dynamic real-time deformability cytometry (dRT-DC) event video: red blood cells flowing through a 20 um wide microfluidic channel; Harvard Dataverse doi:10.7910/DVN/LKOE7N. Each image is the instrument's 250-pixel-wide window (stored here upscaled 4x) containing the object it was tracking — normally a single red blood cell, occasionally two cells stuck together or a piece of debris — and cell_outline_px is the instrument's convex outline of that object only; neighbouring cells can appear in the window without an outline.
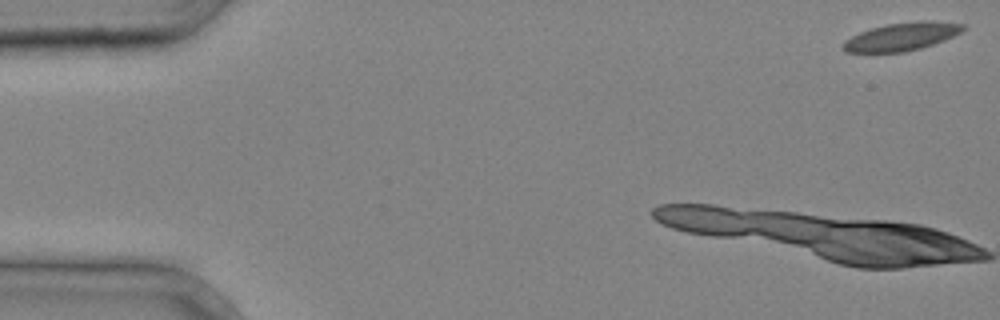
{"species": "common noctule bat (a hibernating species)", "species_latin": "Nyctalus noctula", "temperature_condition": "cold", "stored_images_in_passage": 4, "camera_frame_rate_fps": 3000, "um_per_image_px": 0.085, "animal": {"sex": "male", "body_mass_g": 20.4}, "frame": {"image": 1, "passage_image": 1, "time_ms": 0.0, "image_size_px": [1000, 320], "cell_outline_px": [[968, 24], [960, 32], [944, 40], [920, 48], [904, 52], [844, 52], [840, 48], [844, 40], [860, 32], [872, 28], [888, 24], [920, 20], [932, 20]], "centroid_in_image_um": [76.63, 3.1], "position_along_channel_um": 8.4, "area_um2": 19.59}}